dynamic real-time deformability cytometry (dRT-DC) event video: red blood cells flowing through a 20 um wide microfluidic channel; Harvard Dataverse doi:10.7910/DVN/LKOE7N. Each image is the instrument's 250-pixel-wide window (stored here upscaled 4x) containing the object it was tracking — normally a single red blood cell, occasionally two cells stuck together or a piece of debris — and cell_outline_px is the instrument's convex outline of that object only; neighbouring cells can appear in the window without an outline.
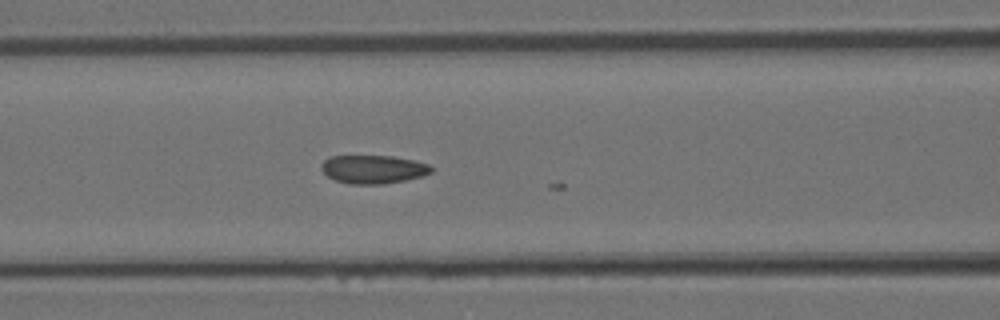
{"species": "Egyptian fruit bat (a non-hibernating species)", "species_latin": "Rousettus aegyptiacus", "temperature_condition": "room temperature", "stored_images_in_passage": 19, "camera_frame_rate_fps": 3000, "um_per_image_px": 0.085, "animal": {"sex": "female"}, "frame": {"image": 1, "passage_image": 18, "time_ms": 5.667, "image_size_px": [1000, 320], "cell_outline_px": [[432, 172], [424, 176], [384, 184], [348, 184], [336, 180], [328, 176], [320, 168], [324, 160], [332, 156], [392, 156], [412, 160], [428, 164], [432, 168]], "centroid_in_image_um": [31.73, 14.39], "position_along_channel_um": 134.9, "area_um2": 18.09}}